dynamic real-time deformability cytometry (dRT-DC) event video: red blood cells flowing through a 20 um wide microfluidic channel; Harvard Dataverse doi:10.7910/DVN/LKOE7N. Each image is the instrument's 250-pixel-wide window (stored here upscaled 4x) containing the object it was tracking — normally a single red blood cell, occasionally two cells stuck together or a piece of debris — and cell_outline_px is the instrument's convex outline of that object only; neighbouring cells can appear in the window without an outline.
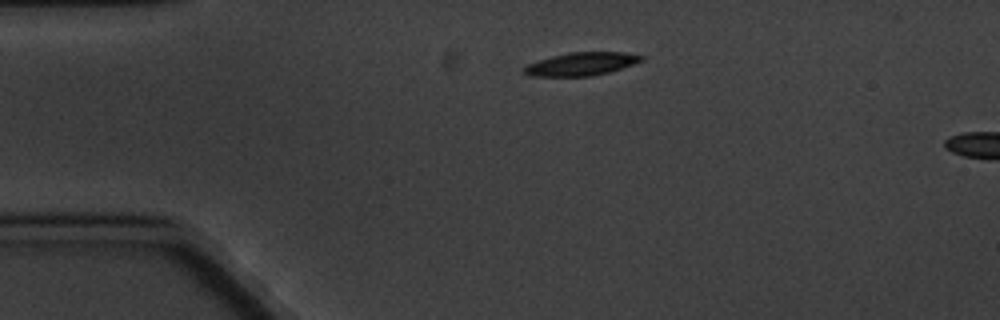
{"species": "common noctule bat (a hibernating species)", "species_latin": "Nyctalus noctula", "temperature_condition": "cold", "stored_images_in_passage": 2, "camera_frame_rate_fps": 3000, "um_per_image_px": 0.085, "animal": {"sex": "male", "body_mass_g": 20.1, "forearm_length_mm": 53.5}, "frame": {"image": 1, "passage_image": 1, "time_ms": 0.0, "image_size_px": [1000, 320], "cell_outline_px": [[644, 60], [608, 72], [592, 76], [532, 76], [524, 72], [524, 68], [528, 64], [552, 56], [568, 52], [624, 52], [644, 56]], "centroid_in_image_um": [49.43, 5.43], "position_along_channel_um": 35.6, "area_um2": 15.55}}